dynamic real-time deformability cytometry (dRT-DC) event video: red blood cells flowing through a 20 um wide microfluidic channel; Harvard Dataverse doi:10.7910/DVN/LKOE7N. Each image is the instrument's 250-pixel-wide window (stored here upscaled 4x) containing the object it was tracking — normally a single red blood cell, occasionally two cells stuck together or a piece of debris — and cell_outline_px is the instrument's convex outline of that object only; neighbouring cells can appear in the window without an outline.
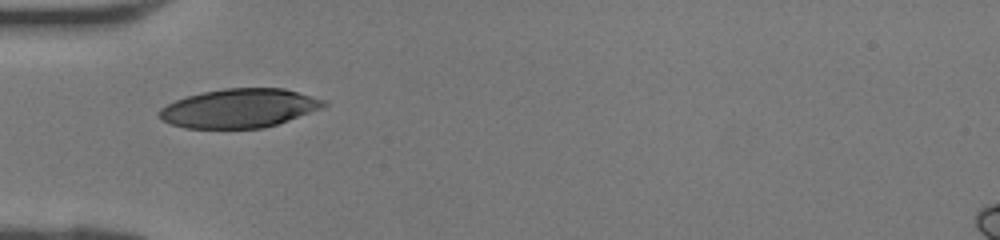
{"species": "human", "species_latin": "Homo sapiens", "temperature_condition": "room temperature", "stored_images_in_passage": 29, "camera_frame_rate_fps": 3000, "um_per_image_px": 0.085, "donor": {"sex": "female"}, "frame": {"image": 1, "passage_image": 1, "time_ms": 0.0, "image_size_px": [1000, 240], "cell_outline_px": [[328, 104], [320, 108], [288, 120], [264, 128], [184, 128], [172, 124], [164, 120], [156, 112], [160, 108], [176, 100], [188, 96], [204, 92], [224, 88], [284, 88], [324, 100]], "centroid_in_image_um": [20.31, 9.2], "position_along_channel_um": 64.7, "area_um2": 36.82}}
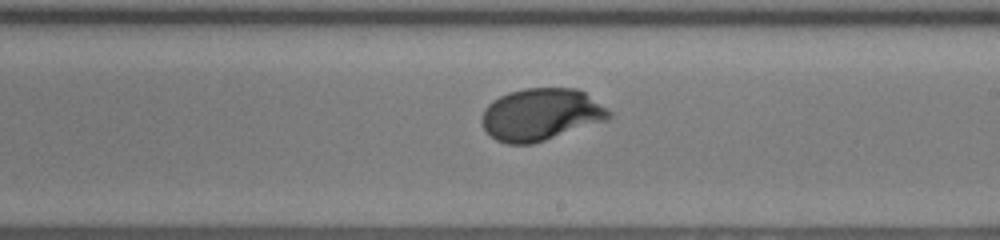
{"frame": {"image": 2, "passage_image": 12, "time_ms": 3.667, "image_size_px": [1000, 240], "cell_outline_px": [[612, 116], [608, 120], [532, 144], [508, 144], [496, 140], [484, 128], [480, 120], [484, 108], [492, 100], [508, 92], [524, 88], [576, 88], [584, 92], [608, 108], [612, 112]], "centroid_in_image_um": [45.98, 9.72], "position_along_channel_um": 243.0, "area_um2": 38.78}}
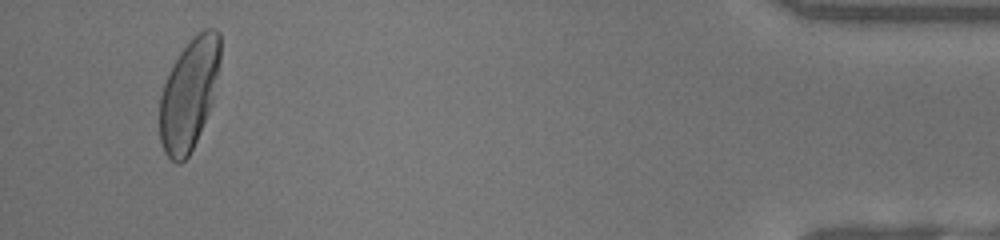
{"frame": {"image": 3, "passage_image": 27, "time_ms": 8.667, "image_size_px": [1000, 240], "cell_outline_px": [[220, 60], [212, 104], [196, 140], [188, 156], [180, 164], [176, 164], [164, 152], [160, 140], [160, 96], [164, 84], [180, 52], [204, 28], [216, 28], [220, 32]], "centroid_in_image_um": [16.08, 8.01], "position_along_channel_um": 419.1, "area_um2": 38.61}}